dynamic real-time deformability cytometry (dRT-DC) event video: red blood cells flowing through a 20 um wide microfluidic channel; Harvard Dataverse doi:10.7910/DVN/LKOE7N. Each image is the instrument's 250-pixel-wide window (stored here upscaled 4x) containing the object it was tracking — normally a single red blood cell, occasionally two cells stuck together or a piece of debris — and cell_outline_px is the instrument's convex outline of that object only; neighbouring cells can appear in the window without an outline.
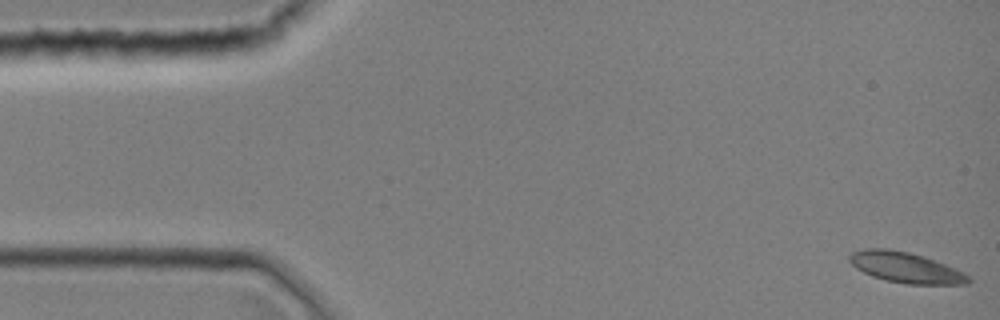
{"species": "common noctule bat (a hibernating species)", "species_latin": "Nyctalus noctula", "temperature_condition": "room temperature", "stored_images_in_passage": 12, "camera_frame_rate_fps": 3000, "um_per_image_px": 0.085, "animal": {"sex": "female", "body_mass_g": 19.0, "forearm_length_mm": 51.5}, "frame": {"image": 1, "passage_image": 1, "time_ms": 0.0, "image_size_px": [1000, 320], "cell_outline_px": [[972, 280], [968, 284], [908, 284], [884, 280], [872, 276], [856, 268], [848, 260], [848, 256], [852, 252], [864, 248], [888, 248], [908, 252], [924, 256], [956, 268], [964, 272]], "centroid_in_image_um": [76.98, 22.73], "position_along_channel_um": 8.0, "area_um2": 21.33}}
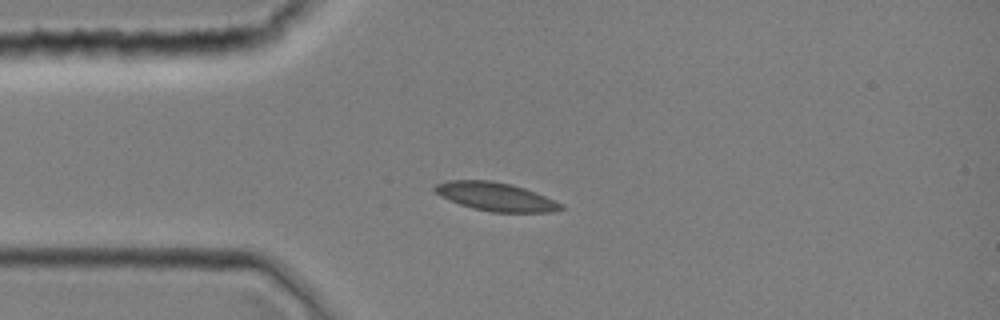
{"frame": {"image": 2, "passage_image": 10, "time_ms": 3.0, "image_size_px": [1000, 320], "cell_outline_px": [[564, 208], [552, 212], [492, 212], [472, 208], [460, 204], [440, 196], [432, 188], [436, 184], [448, 180], [492, 180], [512, 184], [536, 192], [564, 204]], "centroid_in_image_um": [42.14, 16.71], "position_along_channel_um": 42.9, "area_um2": 20.98}}